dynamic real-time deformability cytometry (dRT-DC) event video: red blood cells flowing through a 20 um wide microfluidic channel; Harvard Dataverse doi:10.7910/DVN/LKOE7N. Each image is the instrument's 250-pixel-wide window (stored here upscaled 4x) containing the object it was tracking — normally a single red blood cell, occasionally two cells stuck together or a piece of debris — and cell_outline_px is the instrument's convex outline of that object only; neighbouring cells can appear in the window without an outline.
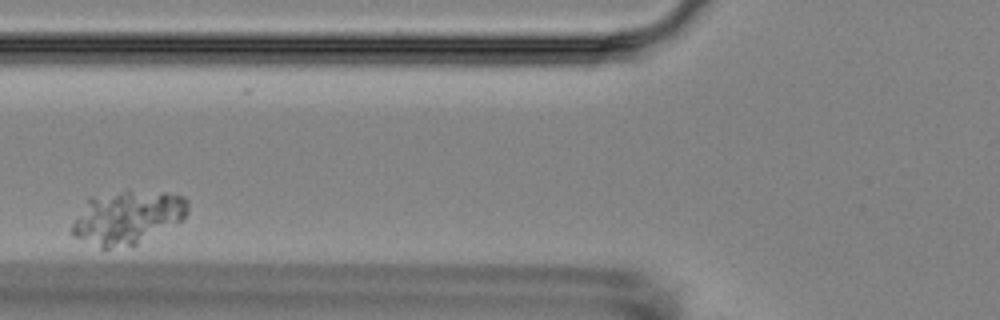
{"species": "Egyptian fruit bat (a non-hibernating species)", "species_latin": "Rousettus aegyptiacus", "temperature_condition": "room temperature", "stored_images_in_passage": 5, "camera_frame_rate_fps": 3000, "um_per_image_px": 0.085, "animal": {"sex": "female"}, "frame": {"image": 1, "passage_image": 2, "time_ms": 1.333, "image_size_px": [1000, 320], "cell_outline_px": [[188, 212], [176, 224], [136, 244], [108, 248], [100, 248], [72, 236], [72, 224], [88, 196], [124, 188], [128, 188], [164, 192], [184, 196], [188, 200]], "centroid_in_image_um": [10.81, 18.41], "position_along_channel_um": 115.0, "area_um2": 36.76}}